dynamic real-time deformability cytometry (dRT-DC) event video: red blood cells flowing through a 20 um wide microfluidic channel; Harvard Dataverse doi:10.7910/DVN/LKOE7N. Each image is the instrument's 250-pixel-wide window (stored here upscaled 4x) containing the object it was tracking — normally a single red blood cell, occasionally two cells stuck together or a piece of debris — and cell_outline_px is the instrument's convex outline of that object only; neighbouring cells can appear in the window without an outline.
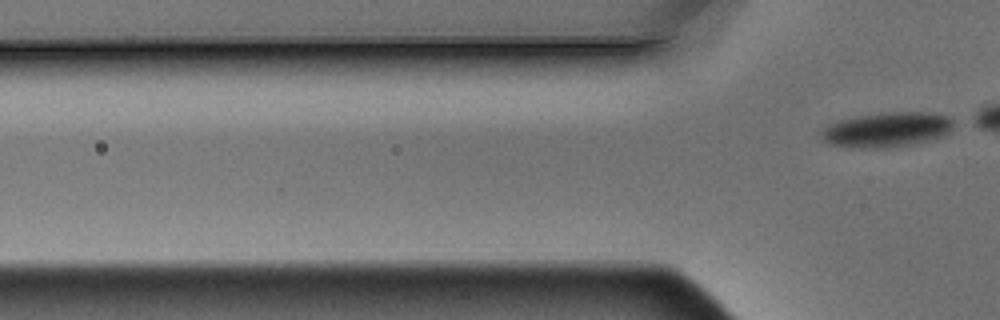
{"species": "Egyptian fruit bat (a non-hibernating species)", "species_latin": "Rousettus aegyptiacus", "temperature_condition": "warm", "stored_images_in_passage": 6, "segment_of_instrument_passage": [2, 2], "camera_frame_rate_fps": 3000, "um_per_image_px": 0.085, "animal": {"sex": "male"}, "frame": {"image": 1, "passage_image": 6, "time_ms": 1.667, "image_size_px": [1000, 320], "cell_outline_px": [[952, 128], [944, 136], [928, 140], [908, 144], [884, 148], [852, 148], [828, 144], [820, 140], [820, 132], [828, 124], [836, 120], [856, 116], [880, 112], [932, 112], [948, 116], [952, 120]], "centroid_in_image_um": [75.3, 11.01], "position_along_channel_um": 50.5, "area_um2": 27.22}}